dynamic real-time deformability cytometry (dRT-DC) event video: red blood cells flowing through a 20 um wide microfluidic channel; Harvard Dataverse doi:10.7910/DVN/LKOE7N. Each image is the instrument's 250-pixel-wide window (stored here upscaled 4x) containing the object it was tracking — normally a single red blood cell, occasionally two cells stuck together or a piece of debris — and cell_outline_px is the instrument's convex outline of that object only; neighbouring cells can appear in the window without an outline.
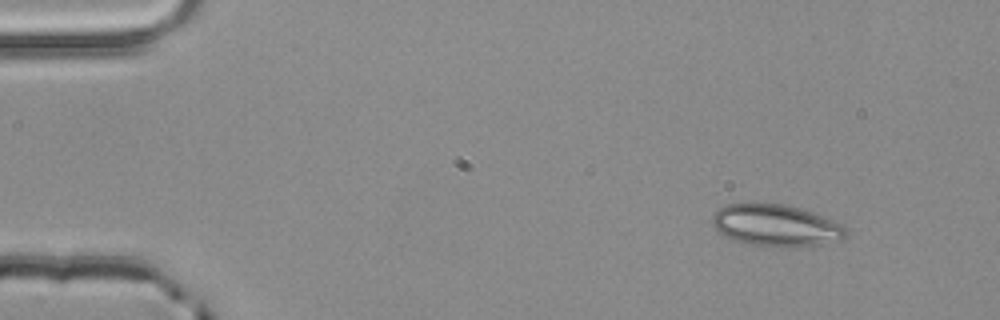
{"species": "common noctule bat (a hibernating species)", "species_latin": "Nyctalus noctula", "temperature_condition": "room temperature", "stored_images_in_passage": 2, "camera_frame_rate_fps": 3000, "um_per_image_px": 0.085, "animal": {"sex": "male", "body_mass_g": 20.4}, "frame": {"image": 1, "passage_image": 1, "time_ms": 0.0, "image_size_px": [1000, 320], "cell_outline_px": [[848, 232], [840, 240], [820, 244], [788, 248], [748, 244], [724, 236], [712, 224], [712, 216], [720, 208], [728, 204], [784, 204], [800, 208], [812, 212], [832, 220], [848, 228]], "centroid_in_image_um": [65.97, 19.18], "position_along_channel_um": 19.0, "area_um2": 32.31}}